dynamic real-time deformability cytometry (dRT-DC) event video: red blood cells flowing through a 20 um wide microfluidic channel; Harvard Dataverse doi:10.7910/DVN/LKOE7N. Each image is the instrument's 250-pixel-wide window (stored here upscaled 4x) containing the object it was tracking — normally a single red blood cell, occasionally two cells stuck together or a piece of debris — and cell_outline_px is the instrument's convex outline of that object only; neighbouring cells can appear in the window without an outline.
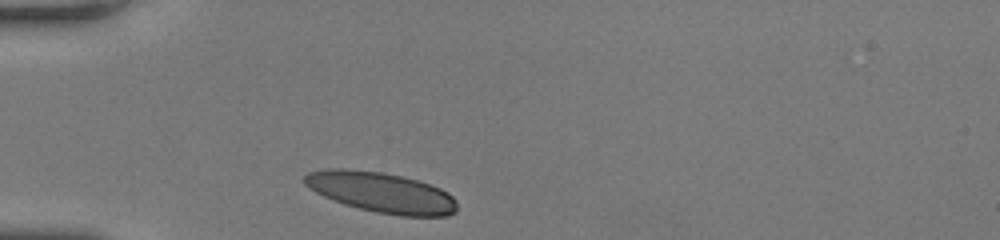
{"species": "human", "species_latin": "Homo sapiens", "temperature_condition": "room temperature", "stored_images_in_passage": 26, "camera_frame_rate_fps": 3000, "um_per_image_px": 0.085, "donor": {"sex": "female"}, "frame": {"image": 1, "passage_image": 1, "time_ms": 0.0, "image_size_px": [1000, 240], "cell_outline_px": [[456, 212], [448, 216], [400, 216], [376, 212], [344, 204], [324, 196], [308, 188], [304, 184], [304, 176], [308, 172], [328, 168], [344, 168], [380, 172], [400, 176], [416, 180], [440, 188], [448, 192], [456, 200]], "centroid_in_image_um": [32.41, 16.35], "position_along_channel_um": 52.6, "area_um2": 35.78}}
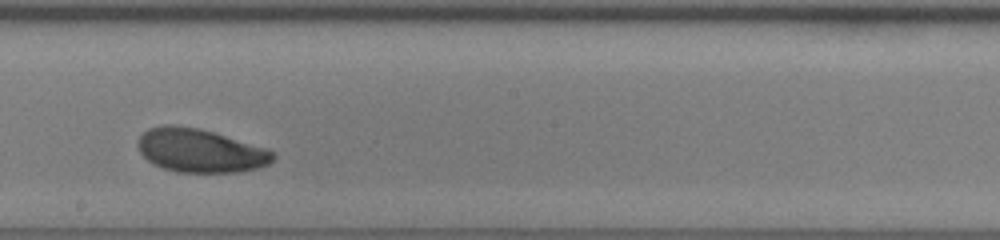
{"frame": {"image": 2, "passage_image": 15, "time_ms": 4.667, "image_size_px": [1000, 240], "cell_outline_px": [[276, 156], [268, 164], [256, 168], [240, 172], [176, 172], [152, 164], [140, 152], [136, 144], [140, 136], [148, 128], [164, 124], [172, 124], [200, 128], [268, 148]], "centroid_in_image_um": [16.99, 12.79], "position_along_channel_um": 231.2, "area_um2": 34.45}}
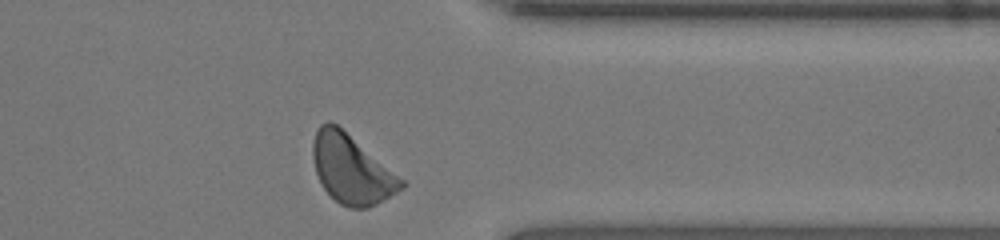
{"frame": {"image": 3, "passage_image": 26, "time_ms": 8.333, "image_size_px": [1000, 240], "cell_outline_px": [[408, 184], [404, 188], [376, 204], [368, 208], [348, 208], [340, 204], [320, 184], [316, 172], [312, 156], [312, 144], [316, 132], [320, 124], [328, 120], [336, 124], [404, 180]], "centroid_in_image_um": [29.87, 14.4], "position_along_channel_um": 381.5, "area_um2": 35.08}, "authors_computed_cell_mechanics": {"area_um2": 34.8823, "velocity_mm_per_s": 4.2293, "shape_relaxation_time_tau1_ms": 2.7519, "shape_relaxation_time_tau2_ms": 5.4602, "deformation_change_tau1": 0.1041, "deformation_change_tau2": 0.0982}}